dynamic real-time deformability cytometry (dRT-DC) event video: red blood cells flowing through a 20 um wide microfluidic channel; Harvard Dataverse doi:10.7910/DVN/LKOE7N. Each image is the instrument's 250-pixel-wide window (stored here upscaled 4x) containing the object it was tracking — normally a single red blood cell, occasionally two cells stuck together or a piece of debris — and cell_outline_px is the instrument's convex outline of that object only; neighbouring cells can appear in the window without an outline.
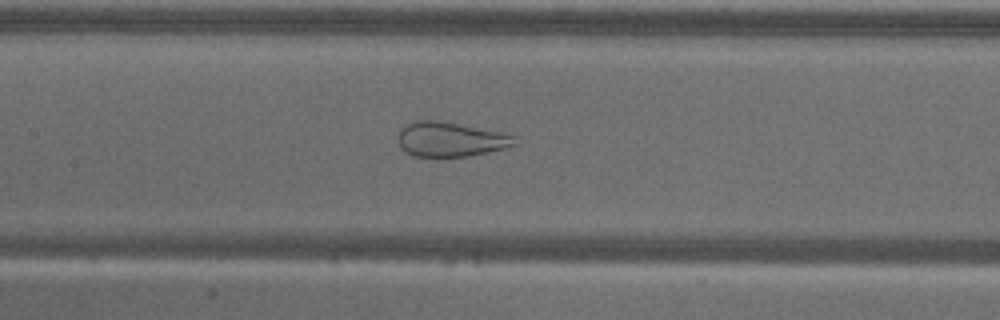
{"species": "common noctule bat (a hibernating species)", "species_latin": "Nyctalus noctula", "temperature_condition": "warm", "stored_images_in_passage": 58, "camera_frame_rate_fps": 3000, "um_per_image_px": 0.085, "animal": {"sex": "male", "body_mass_g": 18.8}, "frame": {"image": 1, "passage_image": 27, "time_ms": 8.667, "image_size_px": [1000, 320], "cell_outline_px": [[516, 144], [504, 148], [468, 156], [412, 156], [404, 152], [400, 148], [400, 128], [412, 120], [440, 120], [500, 132], [516, 136]], "centroid_in_image_um": [38.26, 11.83], "position_along_channel_um": 169.1, "area_um2": 23.41}}
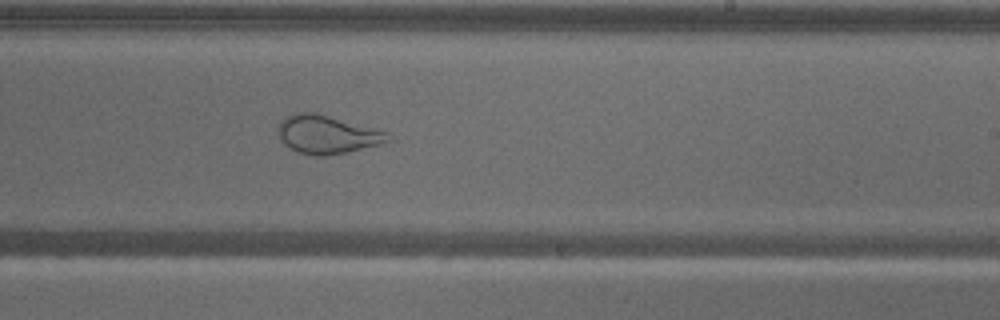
{"frame": {"image": 2, "passage_image": 35, "time_ms": 11.333, "image_size_px": [1000, 320], "cell_outline_px": [[392, 140], [380, 144], [344, 152], [324, 156], [316, 156], [300, 152], [284, 144], [280, 140], [276, 128], [280, 120], [284, 116], [296, 112], [316, 112], [388, 132]], "centroid_in_image_um": [27.75, 11.4], "position_along_channel_um": 261.2, "area_um2": 24.51}}
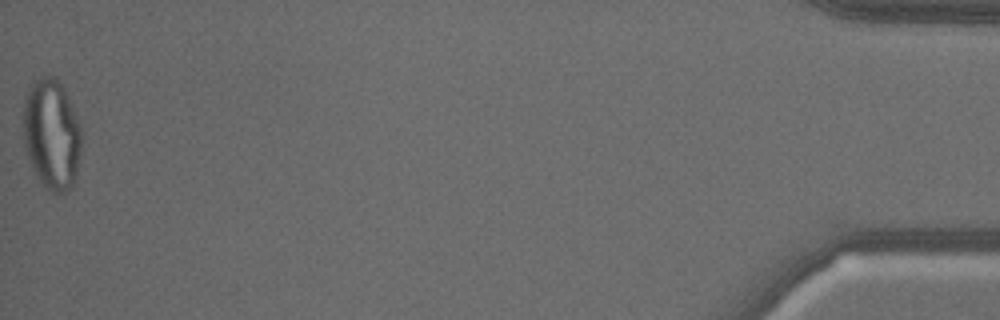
{"frame": {"image": 3, "passage_image": 58, "time_ms": 19.0, "image_size_px": [1000, 320], "cell_outline_px": [[80, 156], [76, 172], [72, 184], [64, 192], [52, 192], [44, 188], [36, 176], [28, 160], [24, 148], [24, 100], [28, 88], [40, 76], [56, 76], [60, 80], [72, 104], [80, 124]], "centroid_in_image_um": [4.37, 11.38], "position_along_channel_um": 430.8, "area_um2": 37.63}}